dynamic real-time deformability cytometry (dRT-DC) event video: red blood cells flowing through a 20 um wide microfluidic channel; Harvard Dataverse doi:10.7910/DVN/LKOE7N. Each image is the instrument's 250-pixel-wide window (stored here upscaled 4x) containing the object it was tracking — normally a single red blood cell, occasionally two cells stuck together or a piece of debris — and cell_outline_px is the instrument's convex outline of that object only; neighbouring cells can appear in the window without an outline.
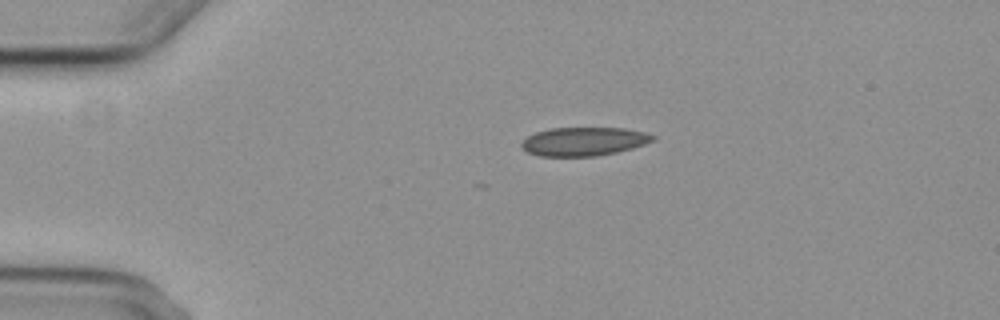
{"species": "common noctule bat (a hibernating species)", "species_latin": "Nyctalus noctula", "temperature_condition": "cold", "stored_images_in_passage": 4, "camera_frame_rate_fps": 3000, "um_per_image_px": 0.085, "animal": {"sex": "female", "body_mass_g": 29.2, "forearm_length_mm": 56.3}, "frame": {"image": 1, "passage_image": 1, "time_ms": 0.0, "image_size_px": [1000, 320], "cell_outline_px": [[656, 140], [632, 148], [616, 152], [596, 156], [540, 156], [528, 152], [520, 144], [528, 136], [536, 132], [548, 128], [624, 128], [644, 132], [656, 136]], "centroid_in_image_um": [49.65, 12.02], "position_along_channel_um": 35.4, "area_um2": 21.79}}
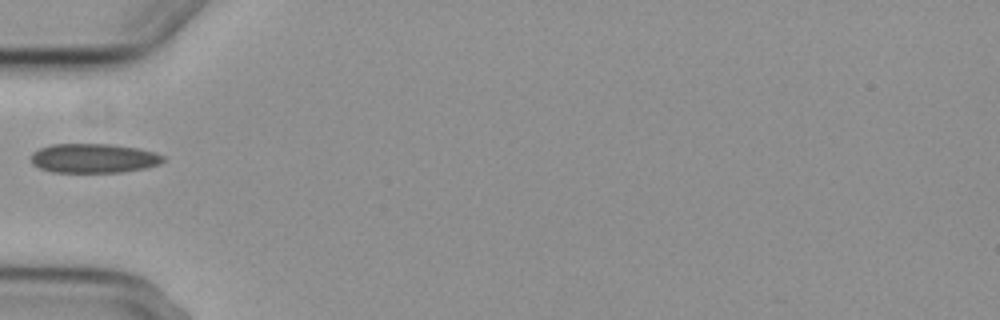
{"frame": {"image": 2, "passage_image": 3, "time_ms": 2.333, "image_size_px": [1000, 320], "cell_outline_px": [[164, 160], [160, 164], [144, 168], [120, 172], [52, 172], [40, 168], [32, 164], [32, 152], [40, 148], [52, 144], [112, 144], [136, 148], [156, 152], [164, 156]], "centroid_in_image_um": [7.97, 13.45], "position_along_channel_um": 77.0, "area_um2": 22.54}}
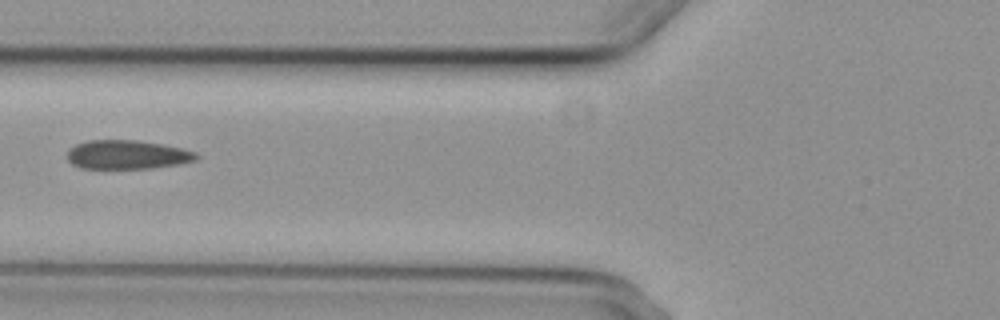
{"frame": {"image": 3, "passage_image": 4, "time_ms": 3.333, "image_size_px": [1000, 320], "cell_outline_px": [[200, 156], [196, 160], [180, 164], [152, 168], [80, 168], [72, 164], [68, 160], [68, 148], [76, 144], [88, 140], [136, 140], [160, 144], [180, 148], [196, 152]], "centroid_in_image_um": [10.8, 13.15], "position_along_channel_um": 115.0, "area_um2": 21.73}}